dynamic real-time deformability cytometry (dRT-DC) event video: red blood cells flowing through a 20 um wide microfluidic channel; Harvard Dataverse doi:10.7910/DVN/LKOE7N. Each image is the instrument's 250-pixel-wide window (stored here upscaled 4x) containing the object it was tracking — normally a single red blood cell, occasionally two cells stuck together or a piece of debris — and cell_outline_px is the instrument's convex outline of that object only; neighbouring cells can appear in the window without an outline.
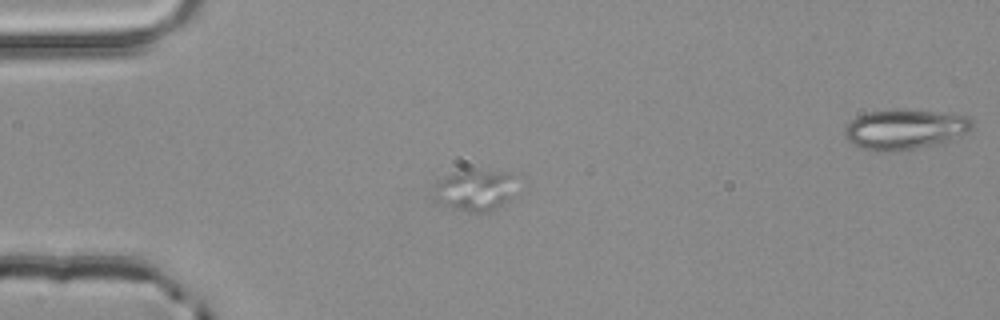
{"species": "common noctule bat (a hibernating species)", "species_latin": "Nyctalus noctula", "temperature_condition": "room temperature", "stored_images_in_passage": 4, "camera_frame_rate_fps": 3000, "um_per_image_px": 0.085, "animal": {"sex": "male", "body_mass_g": 20.4}, "frame": {"image": 1, "passage_image": 3, "time_ms": 0.667, "image_size_px": [1000, 320], "cell_outline_px": [[516, 176], [508, 196], [496, 208], [488, 212], [468, 212], [452, 208], [436, 200], [436, 184], [440, 180], [452, 172], [464, 168], [476, 168], [512, 172]], "centroid_in_image_um": [40.36, 16.09], "position_along_channel_um": 44.6, "area_um2": 19.83}}